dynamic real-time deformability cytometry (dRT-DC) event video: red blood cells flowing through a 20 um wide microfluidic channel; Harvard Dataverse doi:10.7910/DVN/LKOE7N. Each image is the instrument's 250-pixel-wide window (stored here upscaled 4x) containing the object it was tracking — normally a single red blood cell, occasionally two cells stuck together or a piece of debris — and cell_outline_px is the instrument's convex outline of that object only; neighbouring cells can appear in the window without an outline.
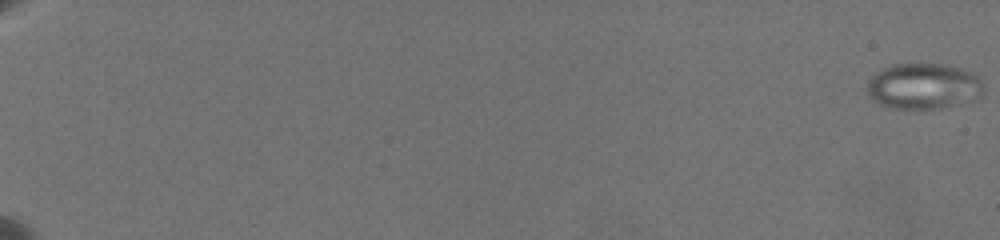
{"species": "common noctule bat (a hibernating species)", "species_latin": "Nyctalus noctula", "temperature_condition": "warm", "stored_images_in_passage": 110, "camera_frame_rate_fps": 3000, "um_per_image_px": 0.085, "animal": {"sex": "female", "body_mass_g": 19.5, "forearm_length_mm": 54.1}, "frame": {"image": 1, "passage_image": 1, "time_ms": 0.0, "image_size_px": [1000, 240], "cell_outline_px": [[984, 92], [976, 100], [940, 108], [892, 108], [880, 104], [868, 92], [868, 84], [872, 76], [876, 72], [892, 64], [940, 64], [960, 68], [972, 72], [984, 80]], "centroid_in_image_um": [78.58, 7.32], "position_along_channel_um": 6.4, "area_um2": 31.04}}
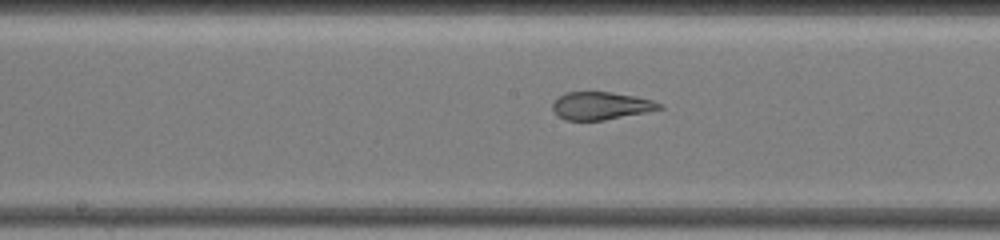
{"frame": {"image": 2, "passage_image": 68, "time_ms": 12.667, "image_size_px": [1000, 240], "cell_outline_px": [[664, 108], [604, 120], [564, 120], [552, 108], [552, 104], [564, 92], [612, 92], [636, 96], [652, 100], [664, 104]], "centroid_in_image_um": [51.1, 8.98], "position_along_channel_um": 197.1, "area_um2": 17.11}}
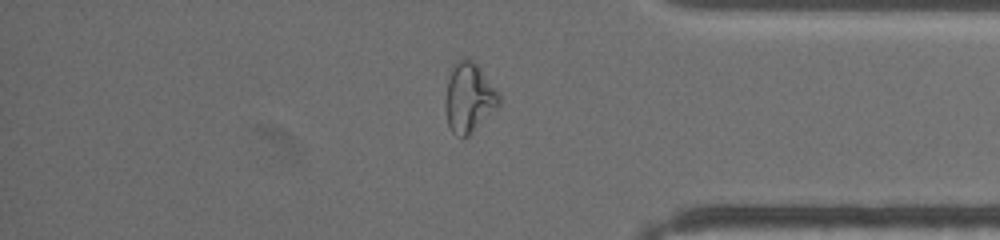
{"frame": {"image": 3, "passage_image": 96, "time_ms": 18.667, "image_size_px": [1000, 240], "cell_outline_px": [[500, 104], [468, 136], [456, 136], [448, 128], [444, 104], [448, 80], [456, 60], [468, 56], [480, 68], [500, 92]], "centroid_in_image_um": [39.86, 8.29], "position_along_channel_um": 395.3, "area_um2": 21.85}, "authors_computed_cell_mechanics": {"area_um2": 24.0448, "velocity_mm_per_s": 3.4795, "shape_relaxation_time_tau1_ms": null, "shape_relaxation_time_tau2_ms": 0.998, "deformation_change_tau1": null, "deformation_change_tau2": 0.0759}}